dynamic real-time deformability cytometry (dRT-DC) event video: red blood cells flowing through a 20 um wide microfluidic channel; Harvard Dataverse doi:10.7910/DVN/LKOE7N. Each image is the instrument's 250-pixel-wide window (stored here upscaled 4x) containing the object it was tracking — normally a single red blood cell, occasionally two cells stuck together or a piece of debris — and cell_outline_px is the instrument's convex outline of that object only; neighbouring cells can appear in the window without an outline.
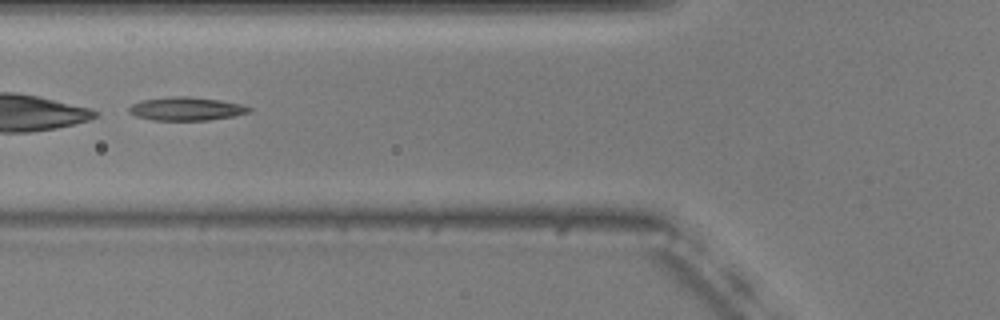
{"species": "common noctule bat (a hibernating species)", "species_latin": "Nyctalus noctula", "temperature_condition": "warm", "stored_images_in_passage": 47, "camera_frame_rate_fps": 3000, "um_per_image_px": 0.085, "animal": {"sex": "male", "body_mass_g": 20.5, "forearm_length_mm": 52.5}, "frame": {"image": 1, "passage_image": 14, "time_ms": 4.333, "image_size_px": [1000, 320], "cell_outline_px": [[252, 112], [236, 116], [208, 120], [152, 120], [136, 116], [128, 112], [128, 108], [132, 104], [140, 100], [172, 96], [184, 96], [220, 100], [244, 104], [252, 108]], "centroid_in_image_um": [15.87, 9.25], "position_along_channel_um": 109.9, "area_um2": 16.59}}
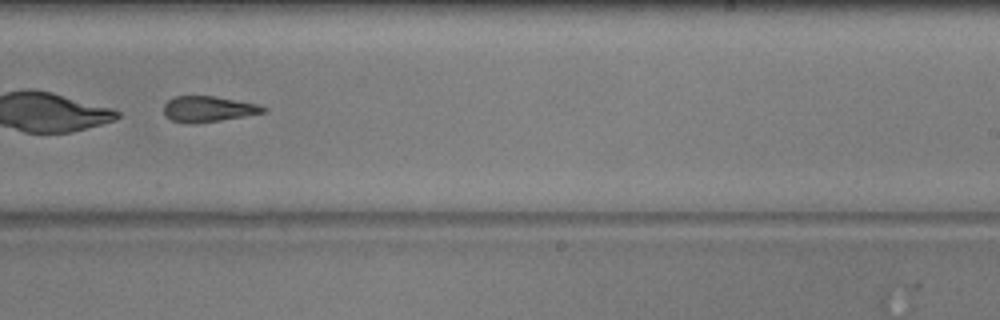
{"frame": {"image": 2, "passage_image": 27, "time_ms": 8.667, "image_size_px": [1000, 320], "cell_outline_px": [[268, 108], [264, 112], [244, 116], [196, 124], [192, 124], [172, 120], [164, 116], [164, 104], [168, 100], [176, 96], [216, 96], [260, 104]], "centroid_in_image_um": [17.7, 9.26], "position_along_channel_um": 271.3, "area_um2": 15.03}, "authors_computed_cell_mechanics": {"area_um2": 16.9932, "velocity_mm_per_s": 3.7173, "shape_relaxation_time_tau1_ms": null, "shape_relaxation_time_tau2_ms": 4.6454, "deformation_change_tau1": null, "deformation_change_tau2": 0.1551}}